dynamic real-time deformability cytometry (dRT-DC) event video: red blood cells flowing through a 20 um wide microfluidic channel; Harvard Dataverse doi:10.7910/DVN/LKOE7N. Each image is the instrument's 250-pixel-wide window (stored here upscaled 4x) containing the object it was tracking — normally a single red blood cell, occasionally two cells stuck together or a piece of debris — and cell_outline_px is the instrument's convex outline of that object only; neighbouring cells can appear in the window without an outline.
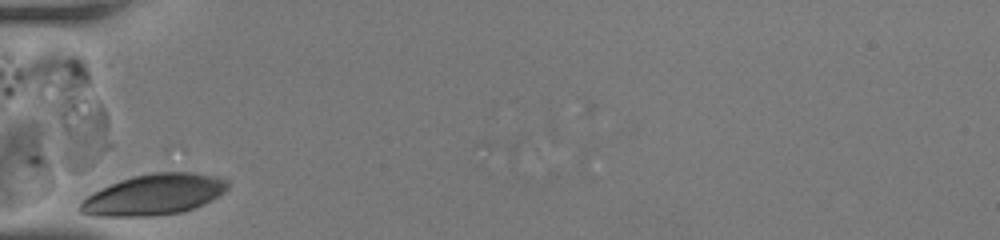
{"species": "human", "species_latin": "Homo sapiens", "temperature_condition": "room temperature", "stored_images_in_passage": 9, "camera_frame_rate_fps": 3000, "um_per_image_px": 0.085, "donor": {"sex": "female"}, "frame": {"image": 1, "passage_image": 1, "time_ms": 0.0, "image_size_px": [1000, 240], "cell_outline_px": [[228, 188], [224, 192], [204, 204], [180, 212], [152, 216], [96, 216], [80, 212], [76, 208], [88, 196], [120, 180], [132, 176], [152, 172], [196, 172], [216, 176], [228, 180]], "centroid_in_image_um": [13.11, 16.53], "position_along_channel_um": 71.9, "area_um2": 34.85}}